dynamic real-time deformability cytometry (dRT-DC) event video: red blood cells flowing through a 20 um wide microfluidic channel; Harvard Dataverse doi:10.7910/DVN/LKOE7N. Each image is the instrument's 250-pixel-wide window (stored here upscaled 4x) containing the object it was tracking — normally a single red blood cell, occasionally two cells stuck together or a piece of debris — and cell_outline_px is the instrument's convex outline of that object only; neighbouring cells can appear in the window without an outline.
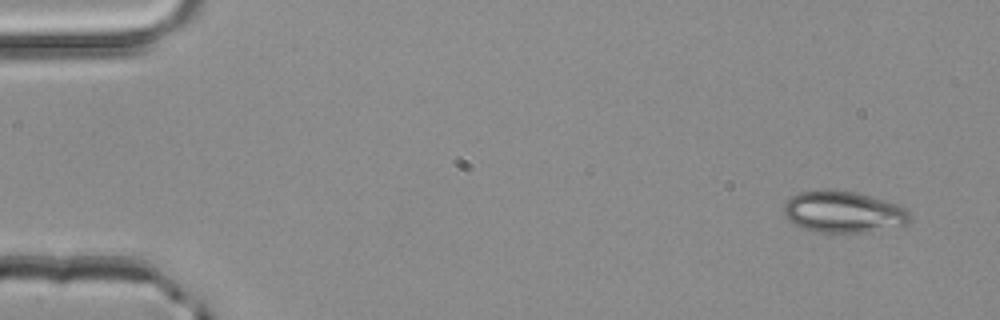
{"species": "common noctule bat (a hibernating species)", "species_latin": "Nyctalus noctula", "temperature_condition": "room temperature", "stored_images_in_passage": 4, "camera_frame_rate_fps": 3000, "um_per_image_px": 0.085, "animal": {"sex": "male", "body_mass_g": 20.4}, "frame": {"image": 1, "passage_image": 1, "time_ms": 0.0, "image_size_px": [1000, 320], "cell_outline_px": [[912, 216], [908, 224], [872, 232], [820, 232], [800, 228], [788, 220], [784, 216], [784, 200], [800, 192], [824, 188], [828, 188], [856, 192], [884, 200], [896, 204], [904, 208]], "centroid_in_image_um": [71.65, 18.0], "position_along_channel_um": 13.4, "area_um2": 30.98}}